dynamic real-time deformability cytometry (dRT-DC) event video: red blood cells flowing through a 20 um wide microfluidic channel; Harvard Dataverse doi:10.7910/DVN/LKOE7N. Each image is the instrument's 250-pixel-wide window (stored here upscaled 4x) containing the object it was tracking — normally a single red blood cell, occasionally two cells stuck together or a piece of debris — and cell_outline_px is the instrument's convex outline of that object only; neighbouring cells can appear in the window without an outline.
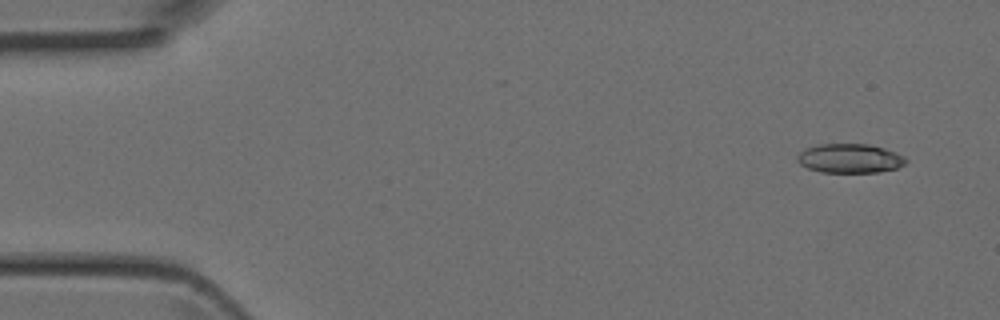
{"species": "Egyptian fruit bat (a non-hibernating species)", "species_latin": "Rousettus aegyptiacus", "temperature_condition": "room temperature", "stored_images_in_passage": 5, "camera_frame_rate_fps": 3000, "um_per_image_px": 0.085, "animal": {"sex": "female"}, "frame": {"image": 1, "passage_image": 1, "time_ms": 0.0, "image_size_px": [1000, 320], "cell_outline_px": [[908, 160], [904, 164], [896, 168], [876, 172], [820, 172], [808, 168], [800, 164], [796, 160], [796, 156], [804, 148], [816, 144], [868, 144], [884, 148], [896, 152], [904, 156]], "centroid_in_image_um": [72.2, 13.45], "position_along_channel_um": 12.8, "area_um2": 18.55}}
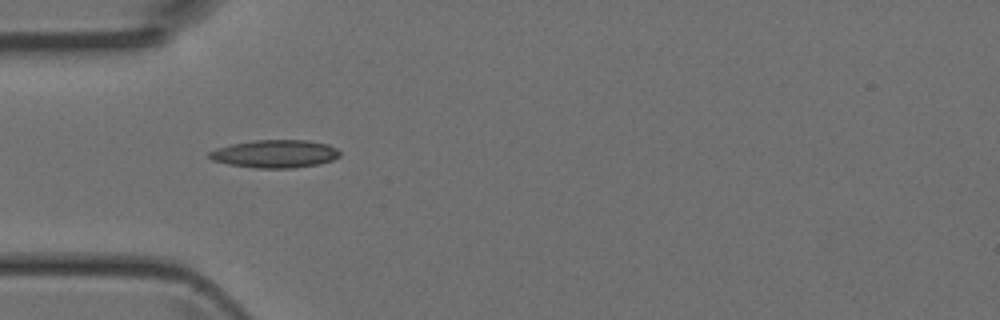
{"frame": {"image": 2, "passage_image": 4, "time_ms": 1.0, "image_size_px": [1000, 320], "cell_outline_px": [[340, 156], [332, 160], [320, 164], [292, 168], [256, 168], [228, 164], [212, 160], [208, 156], [208, 152], [216, 148], [232, 144], [252, 140], [308, 140], [328, 144], [336, 148], [340, 152]], "centroid_in_image_um": [23.38, 13.07], "position_along_channel_um": 61.6, "area_um2": 21.33}}
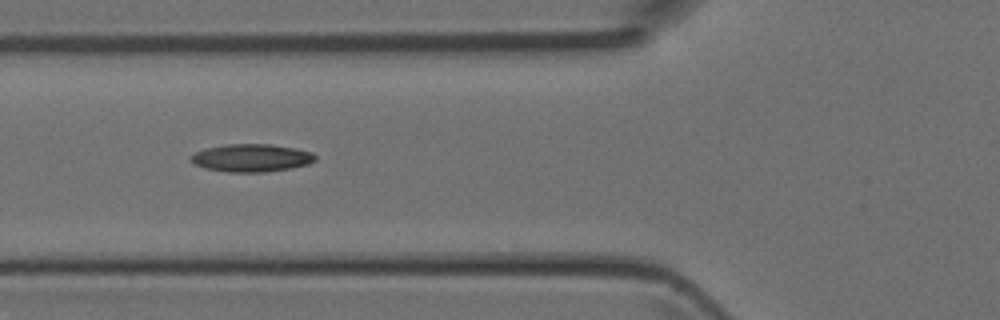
{"frame": {"image": 3, "passage_image": 5, "time_ms": 1.333, "image_size_px": [1000, 320], "cell_outline_px": [[316, 160], [308, 164], [292, 168], [264, 172], [228, 172], [204, 168], [196, 164], [192, 160], [192, 156], [196, 152], [208, 148], [224, 144], [272, 144], [296, 148], [312, 152], [316, 156]], "centroid_in_image_um": [21.43, 13.42], "position_along_channel_um": 104.4, "area_um2": 20.06}}